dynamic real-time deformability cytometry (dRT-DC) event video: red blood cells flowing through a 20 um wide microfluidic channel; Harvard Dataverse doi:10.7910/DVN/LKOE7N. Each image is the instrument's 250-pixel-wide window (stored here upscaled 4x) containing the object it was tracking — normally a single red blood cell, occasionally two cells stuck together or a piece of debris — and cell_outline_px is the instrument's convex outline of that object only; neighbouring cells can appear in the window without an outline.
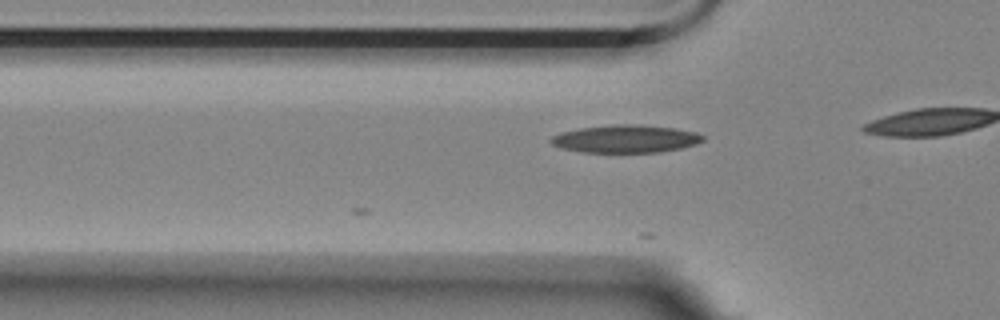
{"species": "Egyptian fruit bat (a non-hibernating species)", "species_latin": "Rousettus aegyptiacus", "temperature_condition": "room temperature", "stored_images_in_passage": 10, "camera_frame_rate_fps": 3000, "um_per_image_px": 0.085, "animal": {"sex": "female"}, "frame": {"image": 1, "passage_image": 3, "time_ms": 3.0, "image_size_px": [1000, 320], "cell_outline_px": [[704, 140], [696, 144], [680, 148], [660, 152], [580, 152], [560, 148], [552, 144], [548, 140], [552, 136], [560, 132], [580, 128], [612, 124], [640, 124], [676, 128], [696, 132], [704, 136]], "centroid_in_image_um": [53.16, 11.79], "position_along_channel_um": 72.6, "area_um2": 24.8}}